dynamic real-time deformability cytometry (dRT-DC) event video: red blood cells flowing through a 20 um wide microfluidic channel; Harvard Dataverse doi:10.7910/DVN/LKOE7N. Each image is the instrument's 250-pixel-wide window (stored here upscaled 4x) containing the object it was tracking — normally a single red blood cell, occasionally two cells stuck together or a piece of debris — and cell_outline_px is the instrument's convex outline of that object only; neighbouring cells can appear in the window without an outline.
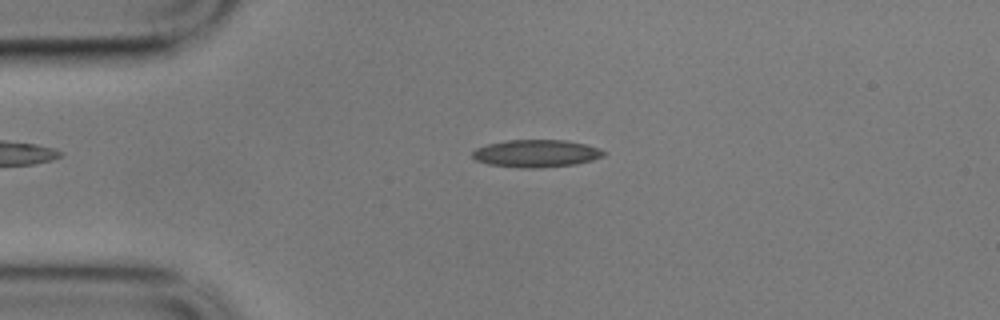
{"species": "common noctule bat (a hibernating species)", "species_latin": "Nyctalus noctula", "temperature_condition": "cold", "stored_images_in_passage": 49, "camera_frame_rate_fps": 3000, "um_per_image_px": 0.085, "animal": {"sex": "male", "body_mass_g": 17.9}, "frame": {"image": 1, "passage_image": 5, "time_ms": 1.333, "image_size_px": [1000, 320], "cell_outline_px": [[608, 152], [604, 156], [592, 160], [576, 164], [540, 168], [524, 168], [488, 164], [476, 160], [472, 156], [472, 152], [476, 148], [488, 144], [508, 140], [564, 140], [584, 144], [600, 148]], "centroid_in_image_um": [45.61, 13.04], "position_along_channel_um": 39.4, "area_um2": 21.04}}
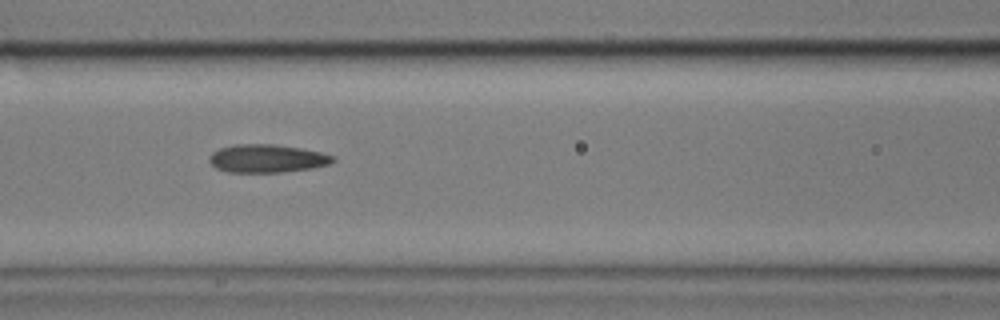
{"frame": {"image": 2, "passage_image": 16, "time_ms": 5.0, "image_size_px": [1000, 320], "cell_outline_px": [[336, 160], [328, 164], [312, 168], [280, 172], [228, 172], [216, 168], [208, 160], [208, 156], [212, 152], [220, 148], [232, 144], [272, 144], [300, 148], [320, 152], [336, 156]], "centroid_in_image_um": [22.68, 13.46], "position_along_channel_um": 143.9, "area_um2": 20.29}}
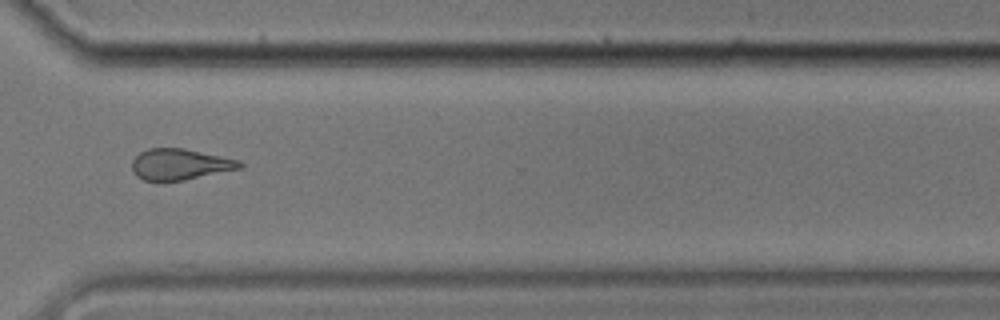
{"frame": {"image": 3, "passage_image": 34, "time_ms": 11.0, "image_size_px": [1000, 320], "cell_outline_px": [[244, 168], [184, 180], [144, 180], [136, 176], [132, 172], [132, 160], [140, 152], [148, 148], [184, 148], [240, 160], [244, 164]], "centroid_in_image_um": [15.32, 13.96], "position_along_channel_um": 355.3, "area_um2": 19.59}, "authors_computed_cell_mechanics": {"area_um2": 20.3456, "velocity_mm_per_s": 3.5245, "shape_relaxation_time_tau1_ms": 9.8564, "shape_relaxation_time_tau2_ms": 3.7644, "deformation_change_tau1": 0.1646, "deformation_change_tau2": 0.1345}}